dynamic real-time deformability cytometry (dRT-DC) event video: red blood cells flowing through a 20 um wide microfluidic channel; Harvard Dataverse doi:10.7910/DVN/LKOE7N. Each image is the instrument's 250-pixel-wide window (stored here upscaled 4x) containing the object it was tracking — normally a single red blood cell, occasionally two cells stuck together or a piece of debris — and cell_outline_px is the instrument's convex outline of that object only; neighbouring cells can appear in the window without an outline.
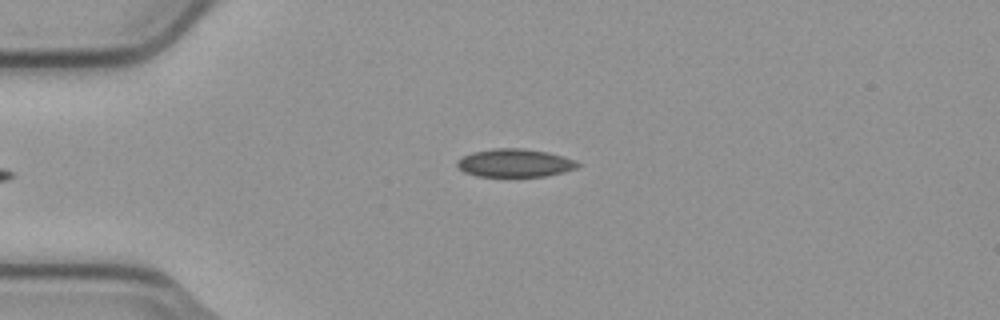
{"species": "common noctule bat (a hibernating species)", "species_latin": "Nyctalus noctula", "temperature_condition": "cold", "stored_images_in_passage": 4, "camera_frame_rate_fps": 3000, "um_per_image_px": 0.085, "animal": {"sex": "male", "body_mass_g": 23.1, "forearm_length_mm": 52.7}, "frame": {"image": 1, "passage_image": 4, "time_ms": 1.0, "image_size_px": [1000, 320], "cell_outline_px": [[580, 164], [576, 168], [564, 172], [544, 176], [476, 176], [464, 172], [456, 164], [456, 160], [472, 152], [492, 148], [524, 148], [548, 152], [564, 156], [576, 160]], "centroid_in_image_um": [43.76, 13.84], "position_along_channel_um": 41.2, "area_um2": 19.83}}